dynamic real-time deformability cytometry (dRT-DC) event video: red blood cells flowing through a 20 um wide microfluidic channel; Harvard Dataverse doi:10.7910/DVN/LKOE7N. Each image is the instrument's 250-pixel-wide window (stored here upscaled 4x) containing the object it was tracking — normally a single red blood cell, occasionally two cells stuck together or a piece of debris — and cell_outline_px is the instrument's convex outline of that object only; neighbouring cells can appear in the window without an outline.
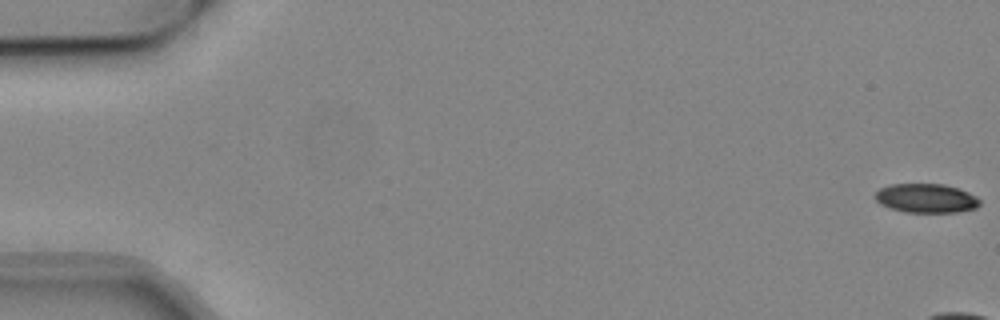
{"species": "common noctule bat (a hibernating species)", "species_latin": "Nyctalus noctula", "temperature_condition": "cold", "stored_images_in_passage": 10, "camera_frame_rate_fps": 3000, "um_per_image_px": 0.085, "animal": {"sex": "male", "body_mass_g": 19.2, "forearm_length_mm": 51.8}, "frame": {"image": 1, "passage_image": 1, "time_ms": 0.0, "image_size_px": [1000, 320], "cell_outline_px": [[980, 204], [976, 208], [956, 212], [904, 212], [880, 204], [876, 200], [876, 192], [880, 188], [888, 184], [944, 184], [960, 188], [976, 196], [980, 200]], "centroid_in_image_um": [78.74, 16.84], "position_along_channel_um": 6.3, "area_um2": 17.74}}